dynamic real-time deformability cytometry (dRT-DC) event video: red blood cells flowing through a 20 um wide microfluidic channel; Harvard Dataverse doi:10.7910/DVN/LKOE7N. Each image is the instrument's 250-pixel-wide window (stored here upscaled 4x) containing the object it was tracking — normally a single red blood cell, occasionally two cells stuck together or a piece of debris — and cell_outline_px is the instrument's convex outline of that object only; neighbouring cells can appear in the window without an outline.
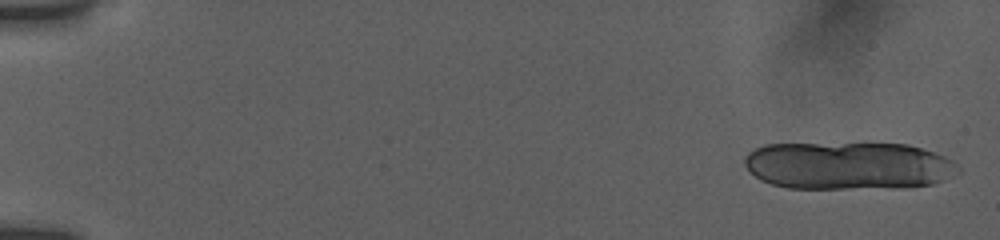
{"species": "human", "species_latin": "Homo sapiens", "temperature_condition": "room temperature", "stored_images_in_passage": 9, "camera_frame_rate_fps": 3000, "um_per_image_px": 0.085, "donor": {"sex": "female"}, "frame": {"image": 1, "passage_image": 1, "time_ms": 0.0, "image_size_px": [1000, 240], "cell_outline_px": [[960, 172], [932, 184], [844, 188], [788, 188], [772, 184], [760, 180], [744, 164], [744, 160], [748, 152], [764, 144], [864, 140], [908, 144], [944, 156], [952, 160], [960, 168]], "centroid_in_image_um": [72.05, 14.0], "position_along_channel_um": 13.0, "area_um2": 60.52}}
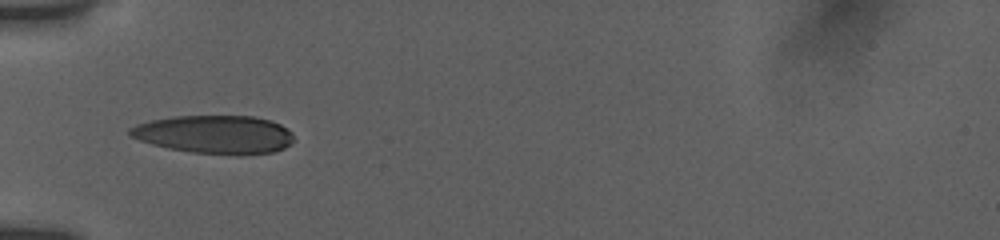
{"frame": {"image": 2, "passage_image": 7, "time_ms": 6.0, "image_size_px": [1000, 240], "cell_outline_px": [[292, 144], [284, 148], [272, 152], [240, 156], [192, 152], [168, 148], [152, 144], [128, 136], [128, 128], [136, 124], [152, 120], [176, 116], [252, 116], [272, 120], [288, 128], [292, 132]], "centroid_in_image_um": [18.26, 11.43], "position_along_channel_um": 66.7, "area_um2": 36.93}}
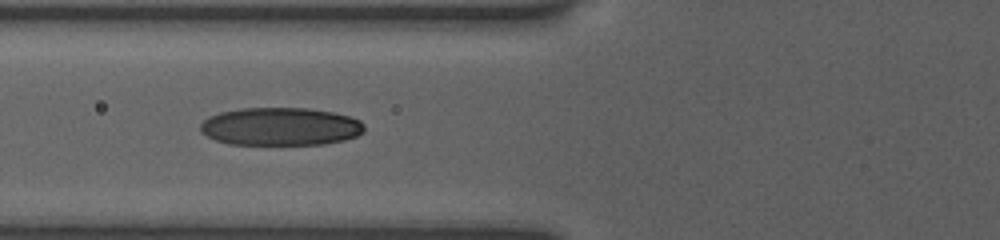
{"frame": {"image": 3, "passage_image": 8, "time_ms": 7.0, "image_size_px": [1000, 240], "cell_outline_px": [[364, 132], [356, 136], [344, 140], [324, 144], [228, 144], [216, 140], [200, 132], [200, 124], [208, 116], [220, 112], [240, 108], [308, 108], [332, 112], [352, 116], [360, 120], [364, 124]], "centroid_in_image_um": [23.85, 10.75], "position_along_channel_um": 102.0, "area_um2": 36.47}}